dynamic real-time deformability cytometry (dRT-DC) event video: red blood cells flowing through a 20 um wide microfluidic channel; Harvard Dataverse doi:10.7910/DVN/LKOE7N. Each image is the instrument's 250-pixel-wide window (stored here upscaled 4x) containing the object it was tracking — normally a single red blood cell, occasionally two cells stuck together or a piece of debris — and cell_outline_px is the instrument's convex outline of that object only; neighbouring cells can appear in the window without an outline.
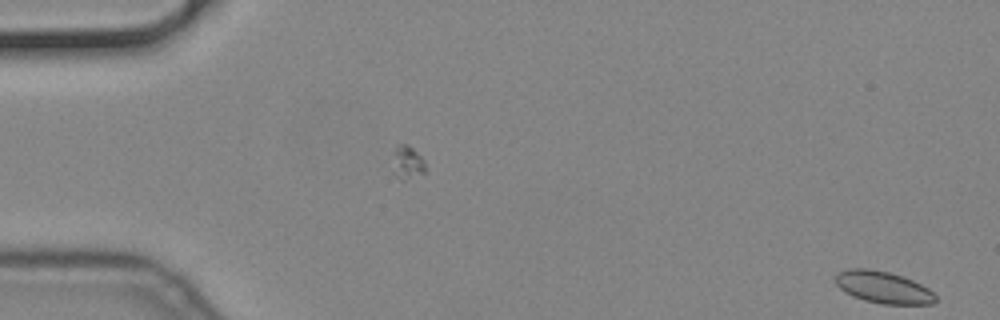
{"species": "common noctule bat (a hibernating species)", "species_latin": "Nyctalus noctula", "temperature_condition": "cold", "stored_images_in_passage": 4, "camera_frame_rate_fps": 3000, "um_per_image_px": 0.085, "animal": {"sex": "male", "body_mass_g": 19.2, "forearm_length_mm": 51.8}, "frame": {"image": 1, "passage_image": 4, "time_ms": 1.0, "image_size_px": [1000, 320], "cell_outline_px": [[936, 300], [932, 304], [884, 304], [864, 300], [840, 288], [836, 284], [836, 276], [840, 272], [848, 268], [868, 268], [888, 272], [912, 280], [928, 288], [936, 296]], "centroid_in_image_um": [75.1, 24.42], "position_along_channel_um": 9.9, "area_um2": 18.21}}